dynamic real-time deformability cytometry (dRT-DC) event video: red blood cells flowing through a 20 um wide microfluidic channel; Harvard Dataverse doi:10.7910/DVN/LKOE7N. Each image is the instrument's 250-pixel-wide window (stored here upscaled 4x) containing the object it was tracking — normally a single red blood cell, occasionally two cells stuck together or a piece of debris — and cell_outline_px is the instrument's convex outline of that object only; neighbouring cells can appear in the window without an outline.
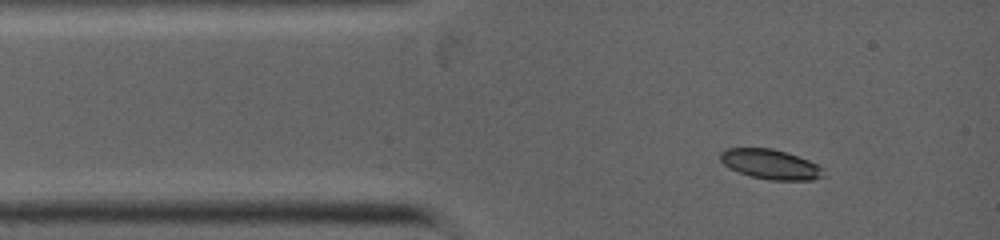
{"species": "common noctule bat (a hibernating species)", "species_latin": "Nyctalus noctula", "temperature_condition": "warm", "stored_images_in_passage": 2, "camera_frame_rate_fps": 5000, "um_per_image_px": 0.085, "animal": {"sex": "female", "body_mass_g": 19.0, "forearm_length_mm": 53.3}, "frame": {"image": 1, "passage_image": 2, "time_ms": 0.2, "image_size_px": [1000, 240], "cell_outline_px": [[824, 176], [812, 180], [768, 180], [752, 176], [728, 168], [720, 160], [720, 152], [728, 148], [772, 148], [808, 160], [824, 168]], "centroid_in_image_um": [65.49, 13.97], "position_along_channel_um": 19.5, "area_um2": 17.8}}